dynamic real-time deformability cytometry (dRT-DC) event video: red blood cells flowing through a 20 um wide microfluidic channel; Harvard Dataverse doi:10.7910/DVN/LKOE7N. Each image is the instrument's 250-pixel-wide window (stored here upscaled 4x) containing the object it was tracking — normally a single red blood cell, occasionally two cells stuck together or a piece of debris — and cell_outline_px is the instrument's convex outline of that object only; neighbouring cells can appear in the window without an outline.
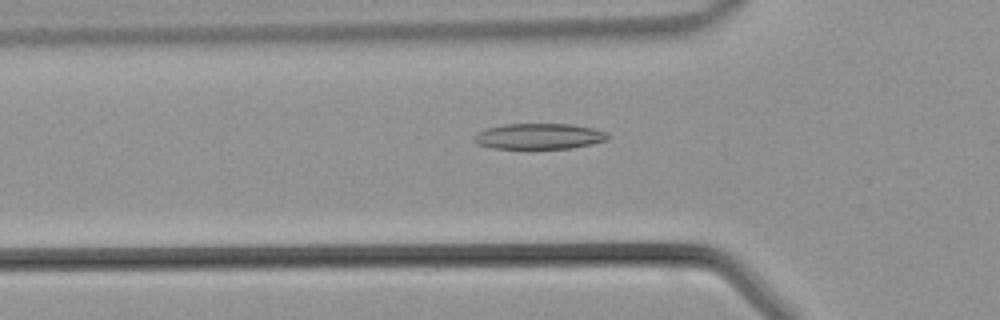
{"species": "common noctule bat (a hibernating species)", "species_latin": "Nyctalus noctula", "temperature_condition": "warm", "stored_images_in_passage": 29, "camera_frame_rate_fps": 3000, "um_per_image_px": 0.085, "animal": {"sex": "male", "body_mass_g": 21.5, "forearm_length_mm": 52.0}, "frame": {"image": 1, "passage_image": 5, "time_ms": 1.333, "image_size_px": [1000, 320], "cell_outline_px": [[612, 136], [608, 140], [592, 144], [568, 148], [492, 148], [476, 144], [472, 140], [472, 136], [476, 132], [488, 128], [504, 124], [572, 124], [592, 128], [608, 132]], "centroid_in_image_um": [45.82, 11.58], "position_along_channel_um": 80.0, "area_um2": 20.23}}
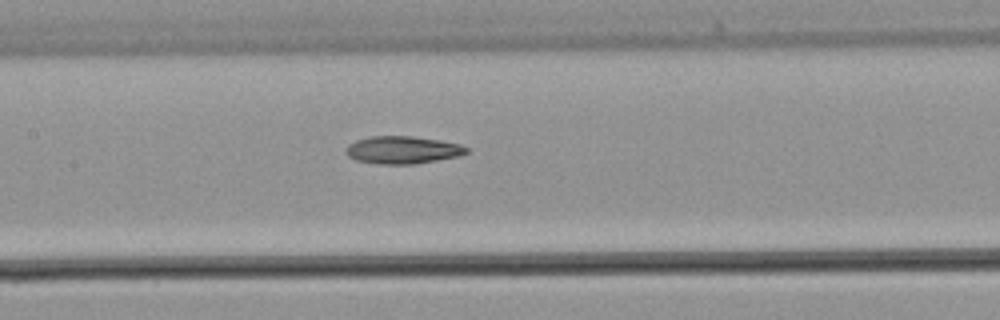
{"frame": {"image": 2, "passage_image": 11, "time_ms": 3.333, "image_size_px": [1000, 320], "cell_outline_px": [[468, 152], [460, 156], [416, 164], [376, 164], [356, 160], [348, 156], [344, 152], [344, 148], [348, 144], [356, 140], [368, 136], [412, 136], [440, 140], [460, 144], [468, 148]], "centroid_in_image_um": [34.19, 12.74], "position_along_channel_um": 173.2, "area_um2": 19.65}}
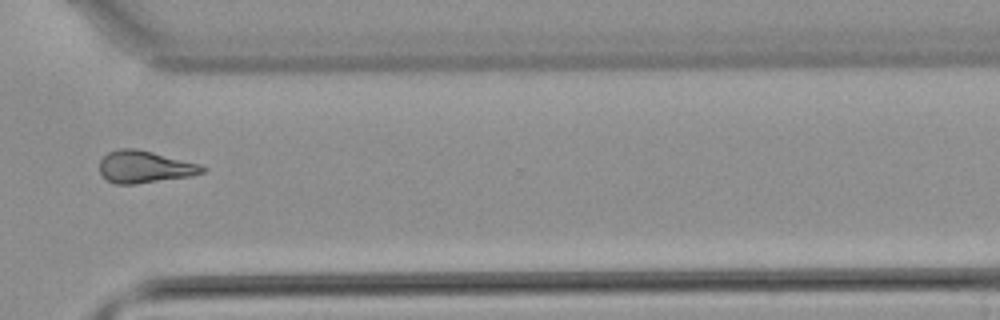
{"frame": {"image": 3, "passage_image": 23, "time_ms": 7.333, "image_size_px": [1000, 320], "cell_outline_px": [[208, 168], [204, 172], [192, 176], [132, 184], [116, 184], [108, 180], [100, 172], [100, 160], [108, 152], [120, 148], [136, 148], [200, 164]], "centroid_in_image_um": [12.31, 14.18], "position_along_channel_um": 358.3, "area_um2": 19.13}}